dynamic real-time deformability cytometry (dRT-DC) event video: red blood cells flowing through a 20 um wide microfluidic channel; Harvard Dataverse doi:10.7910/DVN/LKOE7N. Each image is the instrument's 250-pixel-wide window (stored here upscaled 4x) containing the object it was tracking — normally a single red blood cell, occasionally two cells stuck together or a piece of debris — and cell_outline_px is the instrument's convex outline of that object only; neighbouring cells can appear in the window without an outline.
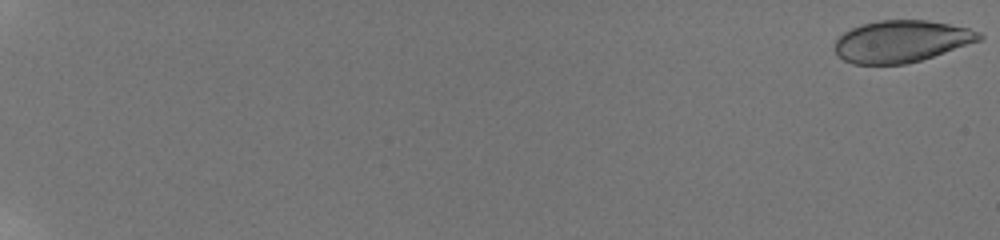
{"species": "human", "species_latin": "Homo sapiens", "temperature_condition": "room temperature", "stored_images_in_passage": 31, "camera_frame_rate_fps": 3000, "um_per_image_px": 0.085, "donor": {"sex": "male"}, "frame": {"image": 1, "passage_image": 1, "time_ms": 0.0, "image_size_px": [1000, 240], "cell_outline_px": [[984, 36], [980, 40], [920, 60], [904, 64], [852, 64], [844, 60], [836, 52], [836, 40], [844, 32], [852, 28], [864, 24], [880, 20], [928, 20], [968, 28], [980, 32]], "centroid_in_image_um": [76.62, 3.51], "position_along_channel_um": 8.4, "area_um2": 34.74}}
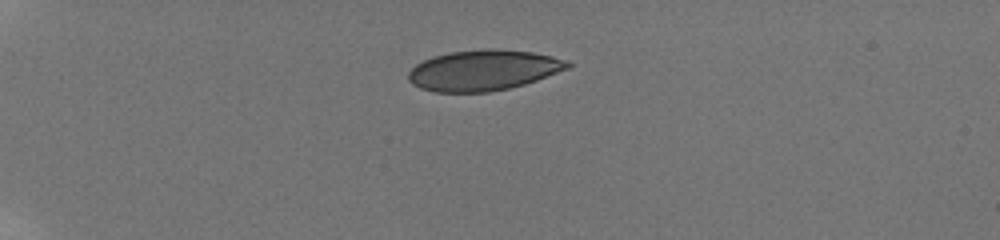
{"frame": {"image": 2, "passage_image": 19, "time_ms": 6.0, "image_size_px": [1000, 240], "cell_outline_px": [[572, 64], [568, 68], [536, 80], [524, 84], [508, 88], [488, 92], [436, 92], [420, 88], [412, 84], [408, 80], [408, 72], [416, 64], [432, 56], [452, 52], [532, 52], [552, 56], [568, 60]], "centroid_in_image_um": [41.05, 6.02], "position_along_channel_um": 44.0, "area_um2": 36.36}}
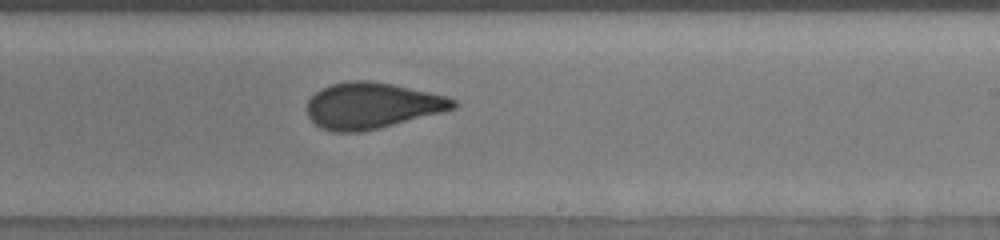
{"frame": {"image": 3, "passage_image": 31, "time_ms": 10.0, "image_size_px": [1000, 240], "cell_outline_px": [[460, 104], [456, 108], [444, 112], [360, 132], [336, 132], [320, 128], [308, 116], [308, 100], [320, 88], [332, 84], [352, 80], [372, 80], [392, 84], [448, 96], [456, 100]], "centroid_in_image_um": [31.65, 8.97], "position_along_channel_um": 257.4, "area_um2": 39.25}}